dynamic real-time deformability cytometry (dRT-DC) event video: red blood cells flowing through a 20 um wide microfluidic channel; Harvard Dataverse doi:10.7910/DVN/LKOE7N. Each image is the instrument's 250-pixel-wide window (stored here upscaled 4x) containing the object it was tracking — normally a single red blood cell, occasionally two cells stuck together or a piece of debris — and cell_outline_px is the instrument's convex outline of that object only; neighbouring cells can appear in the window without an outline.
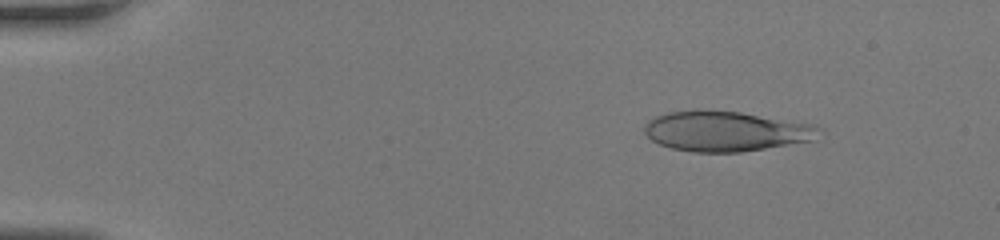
{"species": "human", "species_latin": "Homo sapiens", "temperature_condition": "room temperature", "stored_images_in_passage": 45, "camera_frame_rate_fps": 3000, "um_per_image_px": 0.085, "donor": {"sex": "female"}, "frame": {"image": 1, "passage_image": 6, "time_ms": 1.667, "image_size_px": [1000, 240], "cell_outline_px": [[820, 128], [816, 140], [740, 152], [692, 152], [672, 148], [660, 144], [652, 140], [644, 132], [644, 124], [648, 120], [656, 116], [668, 112], [740, 112], [816, 124]], "centroid_in_image_um": [61.74, 11.18], "position_along_channel_um": 23.3, "area_um2": 40.23}}
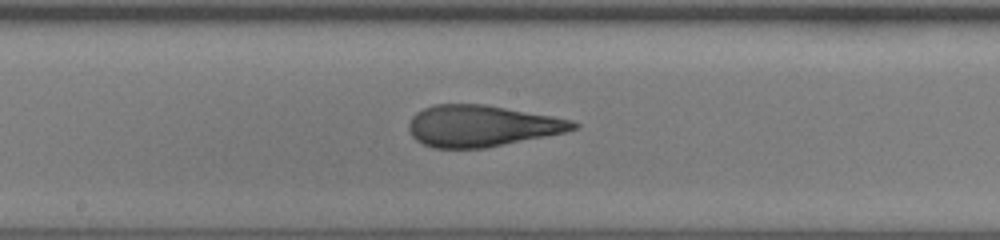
{"frame": {"image": 2, "passage_image": 25, "time_ms": 8.0, "image_size_px": [1000, 240], "cell_outline_px": [[580, 128], [564, 132], [484, 148], [432, 148], [416, 140], [412, 136], [408, 128], [408, 124], [412, 116], [416, 112], [424, 108], [436, 104], [484, 104], [552, 116], [572, 120], [580, 124]], "centroid_in_image_um": [40.92, 10.7], "position_along_channel_um": 207.3, "area_um2": 39.48}}
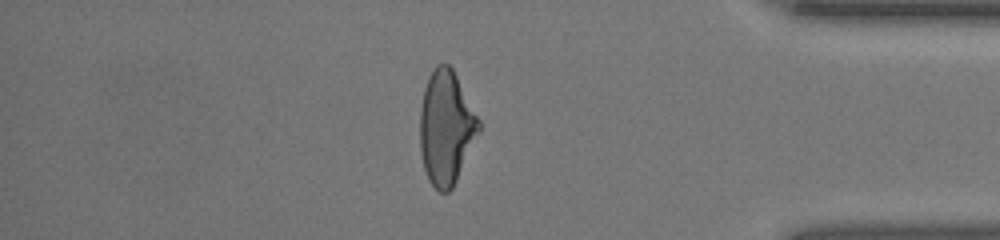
{"frame": {"image": 3, "passage_image": 39, "time_ms": 12.667, "image_size_px": [1000, 240], "cell_outline_px": [[480, 132], [452, 188], [448, 192], [440, 192], [428, 180], [424, 168], [420, 152], [420, 108], [424, 88], [428, 76], [436, 64], [448, 64], [452, 68], [480, 120]], "centroid_in_image_um": [37.91, 10.84], "position_along_channel_um": 397.3, "area_um2": 39.02}}